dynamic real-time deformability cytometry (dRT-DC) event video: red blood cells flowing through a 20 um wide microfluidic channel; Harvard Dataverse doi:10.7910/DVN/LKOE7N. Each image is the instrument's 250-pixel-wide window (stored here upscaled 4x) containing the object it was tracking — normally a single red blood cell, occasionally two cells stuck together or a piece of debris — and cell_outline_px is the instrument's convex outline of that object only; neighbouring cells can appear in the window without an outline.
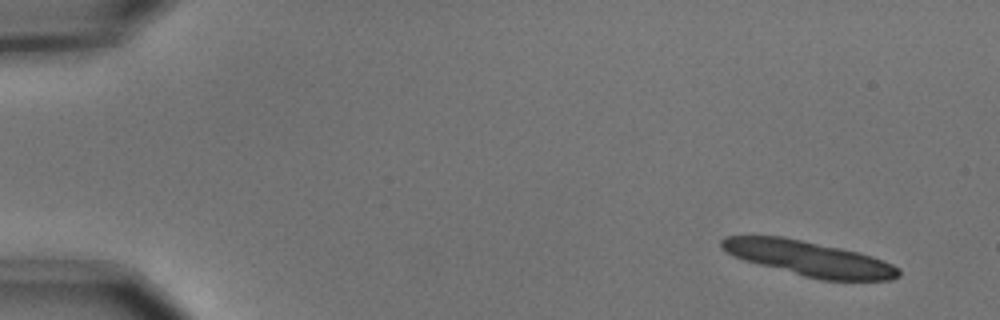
{"species": "common noctule bat (a hibernating species)", "species_latin": "Nyctalus noctula", "temperature_condition": "cold", "stored_images_in_passage": 6, "camera_frame_rate_fps": 3000, "um_per_image_px": 0.085, "animal": {"sex": "male", "body_mass_g": 15.6}, "frame": {"image": 1, "passage_image": 1, "time_ms": 0.0, "image_size_px": [1000, 320], "cell_outline_px": [[900, 276], [892, 280], [820, 280], [804, 276], [744, 260], [732, 256], [720, 248], [720, 240], [724, 236], [784, 236], [840, 248], [872, 256], [884, 260], [900, 268]], "centroid_in_image_um": [68.76, 21.97], "position_along_channel_um": 16.2, "area_um2": 36.01}}
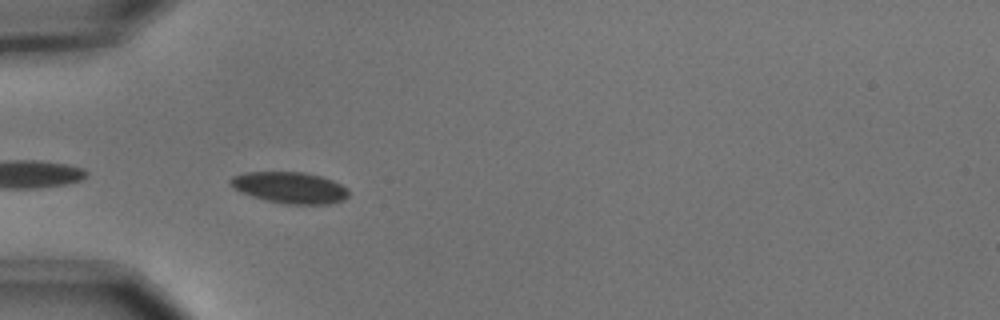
{"frame": {"image": 2, "passage_image": 5, "time_ms": 1.333, "image_size_px": [1000, 320], "cell_outline_px": [[348, 196], [344, 200], [328, 204], [284, 204], [252, 196], [240, 192], [232, 188], [228, 184], [228, 180], [232, 176], [244, 172], [304, 172], [320, 176], [332, 180], [348, 188]], "centroid_in_image_um": [24.6, 15.94], "position_along_channel_um": 60.4, "area_um2": 21.73}}
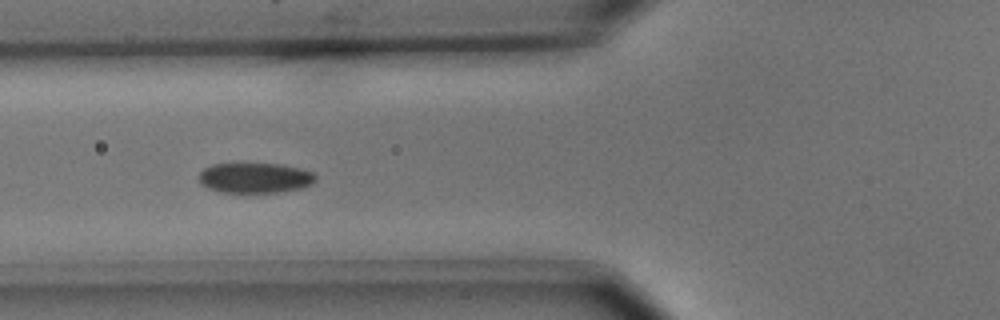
{"frame": {"image": 3, "passage_image": 6, "time_ms": 1.667, "image_size_px": [1000, 320], "cell_outline_px": [[316, 180], [312, 184], [304, 188], [276, 192], [220, 192], [208, 188], [200, 184], [200, 172], [204, 168], [212, 164], [284, 164], [300, 168], [312, 172], [316, 176]], "centroid_in_image_um": [21.7, 15.12], "position_along_channel_um": 104.1, "area_um2": 20.58}}